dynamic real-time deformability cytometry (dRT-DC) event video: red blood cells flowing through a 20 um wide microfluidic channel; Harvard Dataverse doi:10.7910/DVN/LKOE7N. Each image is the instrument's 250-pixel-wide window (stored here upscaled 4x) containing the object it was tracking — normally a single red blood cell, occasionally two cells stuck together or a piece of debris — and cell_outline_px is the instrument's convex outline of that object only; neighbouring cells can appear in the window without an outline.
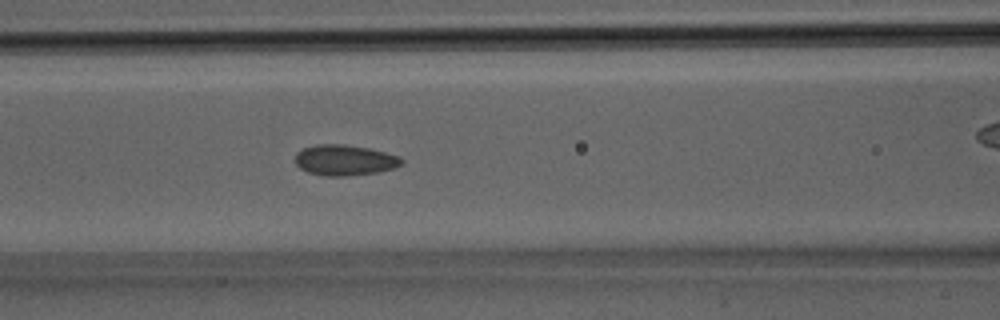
{"species": "Egyptian fruit bat (a non-hibernating species)", "species_latin": "Rousettus aegyptiacus", "temperature_condition": "room temperature", "stored_images_in_passage": 12, "camera_frame_rate_fps": 3000, "um_per_image_px": 0.085, "animal": {"sex": "male"}, "frame": {"image": 1, "passage_image": 7, "time_ms": 2.0, "image_size_px": [1000, 320], "cell_outline_px": [[404, 164], [392, 168], [376, 172], [344, 176], [324, 176], [308, 172], [300, 168], [296, 164], [296, 152], [304, 148], [316, 144], [344, 144], [368, 148], [400, 156], [404, 160]], "centroid_in_image_um": [29.3, 13.6], "position_along_channel_um": 137.3, "area_um2": 18.96}}